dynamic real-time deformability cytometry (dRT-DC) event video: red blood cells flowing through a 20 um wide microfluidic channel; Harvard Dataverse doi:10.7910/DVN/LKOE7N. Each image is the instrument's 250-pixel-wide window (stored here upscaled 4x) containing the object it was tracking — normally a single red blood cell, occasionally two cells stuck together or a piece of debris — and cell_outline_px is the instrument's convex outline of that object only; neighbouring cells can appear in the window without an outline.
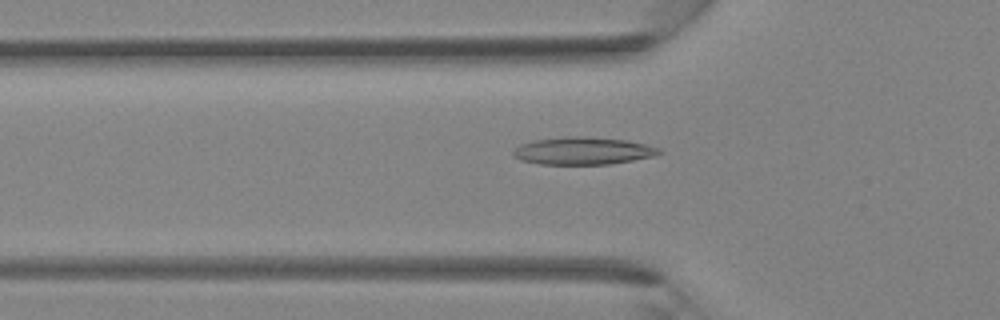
{"species": "Egyptian fruit bat (a non-hibernating species)", "species_latin": "Rousettus aegyptiacus", "temperature_condition": "room temperature", "stored_images_in_passage": 28, "camera_frame_rate_fps": 3000, "um_per_image_px": 0.085, "animal": {"sex": "female"}, "frame": {"image": 1, "passage_image": 2, "time_ms": 0.333, "image_size_px": [1000, 320], "cell_outline_px": [[664, 152], [656, 156], [608, 164], [540, 164], [520, 160], [512, 156], [512, 152], [520, 144], [532, 140], [568, 136], [584, 136], [628, 140], [660, 148]], "centroid_in_image_um": [49.55, 12.82], "position_along_channel_um": 76.3, "area_um2": 23.52}}
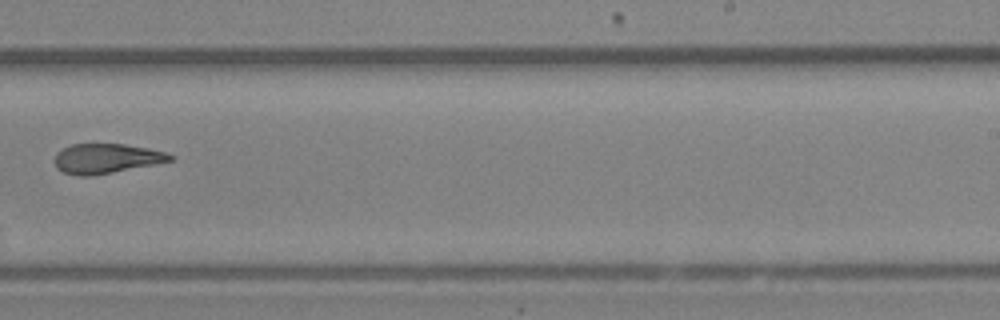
{"frame": {"image": 2, "passage_image": 14, "time_ms": 4.333, "image_size_px": [1000, 320], "cell_outline_px": [[176, 160], [156, 164], [92, 176], [80, 176], [64, 172], [56, 168], [56, 152], [72, 144], [124, 144], [148, 148], [164, 152], [176, 156]], "centroid_in_image_um": [9.09, 13.47], "position_along_channel_um": 279.9, "area_um2": 20.0}}
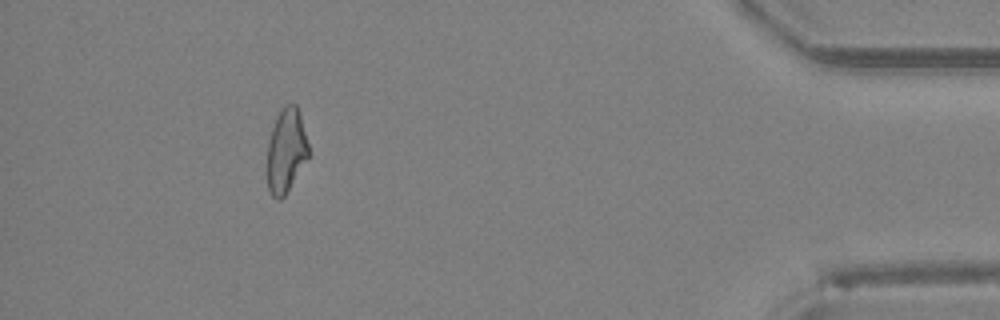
{"frame": {"image": 3, "passage_image": 25, "time_ms": 8.0, "image_size_px": [1000, 320], "cell_outline_px": [[308, 156], [284, 196], [280, 200], [276, 200], [272, 196], [268, 188], [268, 140], [276, 116], [280, 108], [284, 104], [296, 104], [300, 112], [308, 144]], "centroid_in_image_um": [24.31, 12.75], "position_along_channel_um": 410.9, "area_um2": 20.06}}